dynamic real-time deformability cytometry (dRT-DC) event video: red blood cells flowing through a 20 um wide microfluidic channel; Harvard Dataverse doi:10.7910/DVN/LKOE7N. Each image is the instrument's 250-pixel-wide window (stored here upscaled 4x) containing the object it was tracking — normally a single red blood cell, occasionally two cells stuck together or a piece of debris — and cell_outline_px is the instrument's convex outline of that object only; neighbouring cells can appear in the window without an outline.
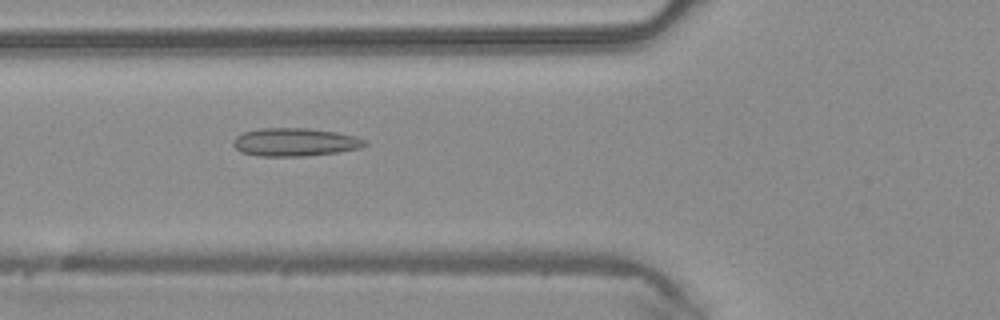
{"species": "common noctule bat (a hibernating species)", "species_latin": "Nyctalus noctula", "temperature_condition": "warm", "stored_images_in_passage": 22, "camera_frame_rate_fps": 3000, "um_per_image_px": 0.085, "animal": {"sex": "male", "body_mass_g": 20.4}, "frame": {"image": 1, "passage_image": 13, "time_ms": 4.0, "image_size_px": [1000, 320], "cell_outline_px": [[368, 144], [360, 148], [340, 152], [304, 156], [260, 156], [244, 152], [236, 148], [232, 144], [232, 140], [236, 136], [244, 132], [260, 128], [308, 128], [336, 132], [356, 136], [368, 140]], "centroid_in_image_um": [25.11, 12.07], "position_along_channel_um": 100.7, "area_um2": 21.68}}
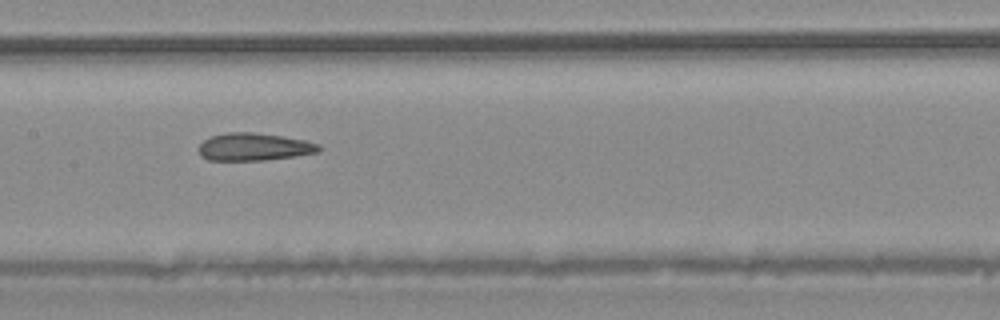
{"frame": {"image": 2, "passage_image": 19, "time_ms": 6.0, "image_size_px": [1000, 320], "cell_outline_px": [[324, 148], [320, 152], [296, 156], [264, 160], [208, 160], [200, 156], [196, 148], [204, 140], [212, 136], [224, 132], [252, 132], [280, 136], [304, 140], [320, 144]], "centroid_in_image_um": [21.59, 12.49], "position_along_channel_um": 185.8, "area_um2": 19.54}}
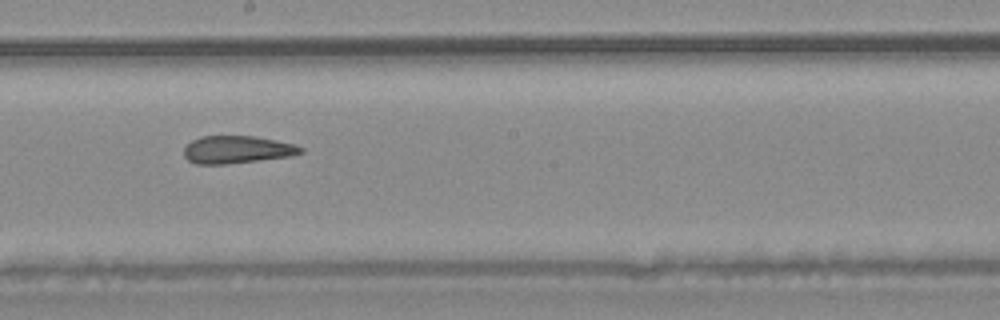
{"frame": {"image": 3, "passage_image": 22, "time_ms": 7.0, "image_size_px": [1000, 320], "cell_outline_px": [[304, 152], [292, 156], [224, 164], [196, 164], [188, 160], [184, 156], [184, 148], [192, 140], [200, 136], [256, 136], [296, 144], [304, 148]], "centroid_in_image_um": [20.17, 12.71], "position_along_channel_um": 228.0, "area_um2": 18.84}}